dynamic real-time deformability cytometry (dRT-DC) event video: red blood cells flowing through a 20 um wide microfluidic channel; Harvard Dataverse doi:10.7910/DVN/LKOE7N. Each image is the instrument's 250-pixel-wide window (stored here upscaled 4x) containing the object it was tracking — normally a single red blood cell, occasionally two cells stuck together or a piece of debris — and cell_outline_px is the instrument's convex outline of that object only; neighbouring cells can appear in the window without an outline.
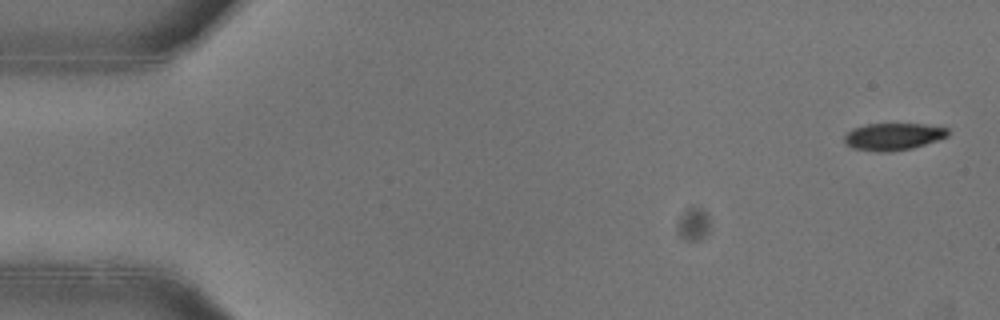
{"species": "common noctule bat (a hibernating species)", "species_latin": "Nyctalus noctula", "temperature_condition": "warm", "stored_images_in_passage": 53, "camera_frame_rate_fps": 3000, "um_per_image_px": 0.085, "animal": {"sex": "female"}, "frame": {"image": 1, "passage_image": 2, "time_ms": 0.333, "image_size_px": [1000, 320], "cell_outline_px": [[948, 136], [912, 148], [888, 152], [880, 152], [852, 148], [844, 144], [844, 136], [852, 128], [868, 124], [924, 124], [948, 128]], "centroid_in_image_um": [75.88, 11.61], "position_along_channel_um": 9.1, "area_um2": 16.3}}
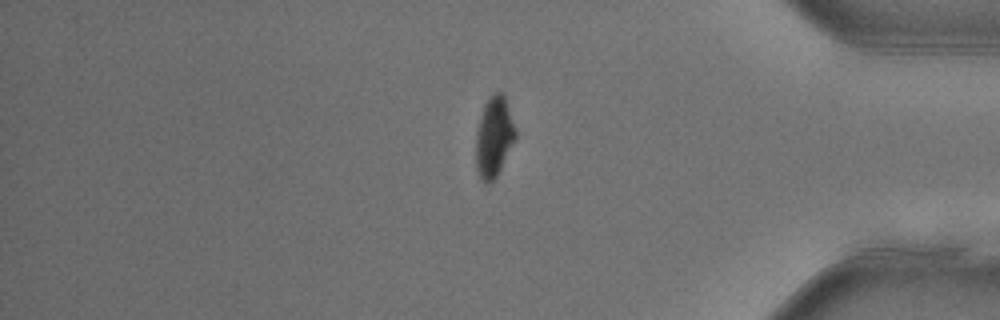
{"frame": {"image": 2, "passage_image": 44, "time_ms": 14.333, "image_size_px": [1000, 320], "cell_outline_px": [[516, 140], [496, 176], [488, 184], [480, 180], [476, 168], [476, 132], [484, 108], [488, 100], [496, 92], [504, 92], [516, 128]], "centroid_in_image_um": [42.01, 11.66], "position_along_channel_um": 393.2, "area_um2": 18.44}}
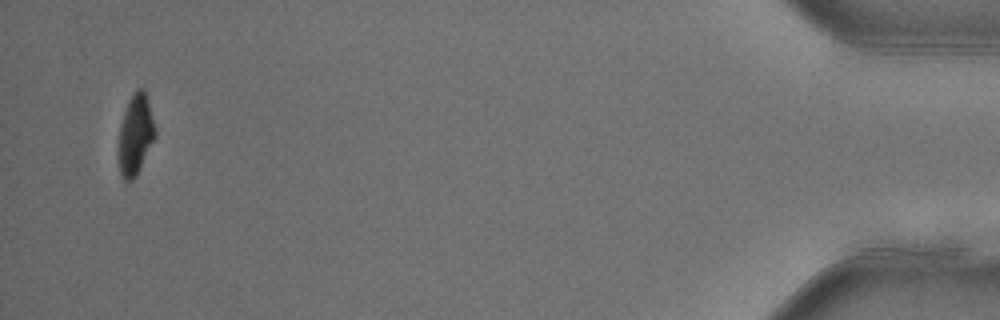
{"frame": {"image": 3, "passage_image": 51, "time_ms": 16.667, "image_size_px": [1000, 320], "cell_outline_px": [[156, 136], [136, 176], [132, 180], [124, 180], [120, 172], [116, 156], [116, 152], [120, 124], [128, 100], [132, 92], [136, 88], [144, 88], [148, 100], [156, 132]], "centroid_in_image_um": [11.48, 11.44], "position_along_channel_um": 423.7, "area_um2": 17.57}, "authors_computed_cell_mechanics": {"area_um2": 19.4208, "velocity_mm_per_s": 3.9509, "shape_relaxation_time_tau1_ms": 3.8991, "shape_relaxation_time_tau2_ms": 4.1483, "deformation_change_tau1": 0.1436, "deformation_change_tau2": 0.0592}}